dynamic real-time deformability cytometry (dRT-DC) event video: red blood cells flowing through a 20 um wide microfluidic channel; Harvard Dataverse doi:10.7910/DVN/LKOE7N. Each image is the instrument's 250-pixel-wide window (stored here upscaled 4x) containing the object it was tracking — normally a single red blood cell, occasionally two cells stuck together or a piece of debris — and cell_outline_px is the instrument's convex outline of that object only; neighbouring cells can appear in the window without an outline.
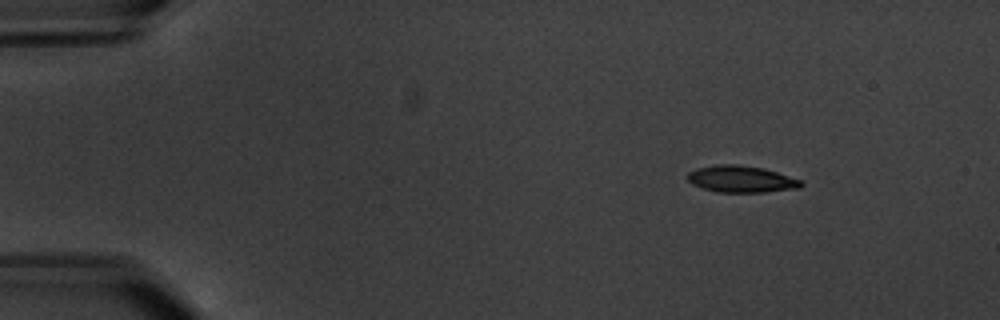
{"species": "common noctule bat (a hibernating species)", "species_latin": "Nyctalus noctula", "temperature_condition": "warm", "stored_images_in_passage": 6, "camera_frame_rate_fps": 3000, "um_per_image_px": 0.085, "animal": {"sex": "male", "body_mass_g": 20.1, "forearm_length_mm": 53.5}, "frame": {"image": 1, "passage_image": 1, "time_ms": 0.0, "image_size_px": [1000, 320], "cell_outline_px": [[804, 184], [800, 188], [764, 192], [720, 192], [704, 188], [692, 184], [688, 180], [688, 172], [696, 168], [720, 164], [740, 164], [764, 168], [804, 180]], "centroid_in_image_um": [63.06, 15.21], "position_along_channel_um": 21.9, "area_um2": 17.8}}
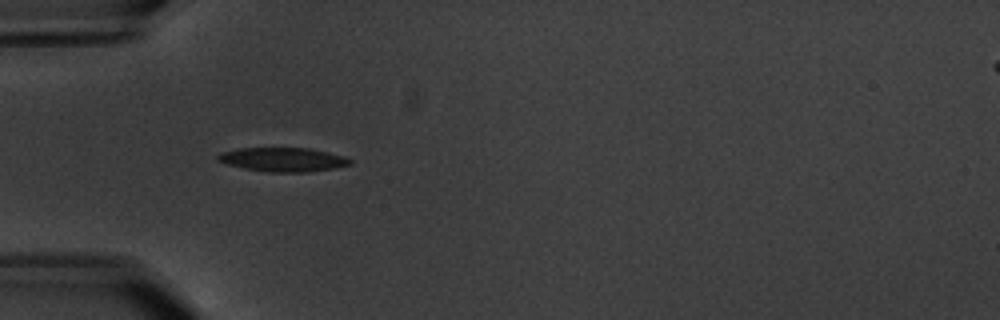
{"frame": {"image": 2, "passage_image": 4, "time_ms": 3.667, "image_size_px": [1000, 320], "cell_outline_px": [[352, 164], [336, 168], [308, 172], [268, 172], [244, 168], [224, 164], [216, 160], [216, 156], [220, 152], [240, 148], [308, 148], [328, 152], [344, 156], [352, 160]], "centroid_in_image_um": [24.03, 13.56], "position_along_channel_um": 61.0, "area_um2": 18.67}}